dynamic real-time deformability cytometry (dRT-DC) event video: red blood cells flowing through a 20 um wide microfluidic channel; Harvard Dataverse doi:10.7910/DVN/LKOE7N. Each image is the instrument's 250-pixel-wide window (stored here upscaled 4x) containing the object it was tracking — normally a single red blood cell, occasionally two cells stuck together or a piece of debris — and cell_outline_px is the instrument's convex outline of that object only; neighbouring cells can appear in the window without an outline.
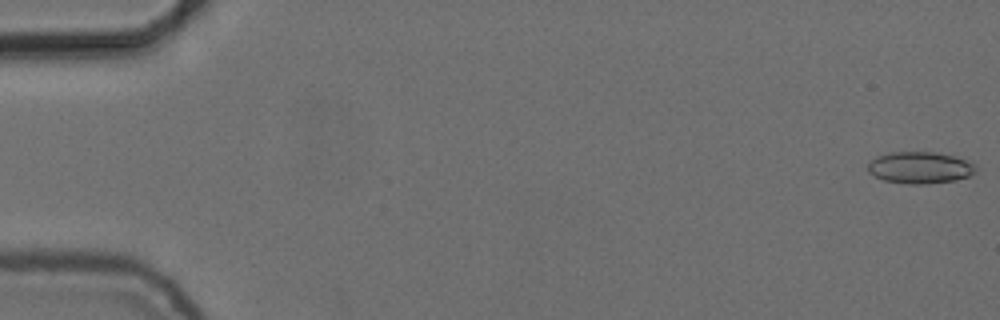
{"species": "common noctule bat (a hibernating species)", "species_latin": "Nyctalus noctula", "temperature_condition": "cold", "stored_images_in_passage": 55, "camera_frame_rate_fps": 3000, "um_per_image_px": 0.085, "animal": {"sex": "female", "body_mass_g": 24.6, "forearm_length_mm": 56.2}, "frame": {"image": 1, "passage_image": 1, "time_ms": 0.0, "image_size_px": [1000, 320], "cell_outline_px": [[976, 172], [968, 176], [956, 180], [924, 184], [912, 184], [884, 180], [868, 172], [868, 164], [876, 156], [888, 152], [936, 152], [952, 156], [976, 164]], "centroid_in_image_um": [78.19, 14.24], "position_along_channel_um": 6.8, "area_um2": 19.83}}
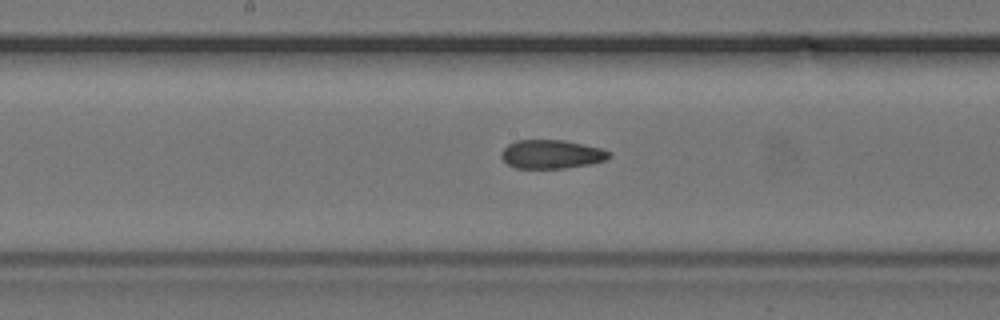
{"frame": {"image": 2, "passage_image": 29, "time_ms": 9.333, "image_size_px": [1000, 320], "cell_outline_px": [[612, 156], [604, 160], [592, 164], [564, 168], [516, 168], [508, 164], [500, 156], [500, 152], [508, 144], [516, 140], [564, 140], [584, 144], [600, 148], [612, 152]], "centroid_in_image_um": [46.89, 13.1], "position_along_channel_um": 201.3, "area_um2": 18.15}}
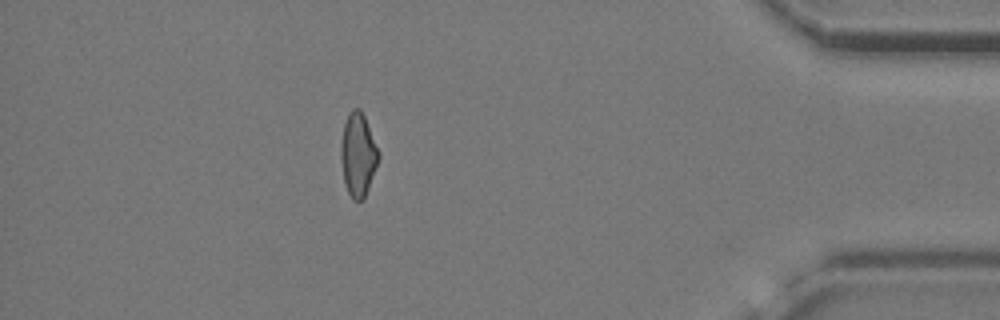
{"frame": {"image": 3, "passage_image": 49, "time_ms": 16.0, "image_size_px": [1000, 320], "cell_outline_px": [[380, 156], [364, 200], [352, 200], [344, 184], [340, 160], [340, 148], [344, 124], [348, 112], [352, 108], [360, 108], [364, 116], [380, 152]], "centroid_in_image_um": [30.42, 13.15], "position_along_channel_um": 404.8, "area_um2": 18.5}, "authors_computed_cell_mechanics": {"area_um2": 18.785, "velocity_mm_per_s": 3.7459, "shape_relaxation_time_tau1_ms": null, "shape_relaxation_time_tau2_ms": 3.0466, "deformation_change_tau1": null, "deformation_change_tau2": 0.089}}